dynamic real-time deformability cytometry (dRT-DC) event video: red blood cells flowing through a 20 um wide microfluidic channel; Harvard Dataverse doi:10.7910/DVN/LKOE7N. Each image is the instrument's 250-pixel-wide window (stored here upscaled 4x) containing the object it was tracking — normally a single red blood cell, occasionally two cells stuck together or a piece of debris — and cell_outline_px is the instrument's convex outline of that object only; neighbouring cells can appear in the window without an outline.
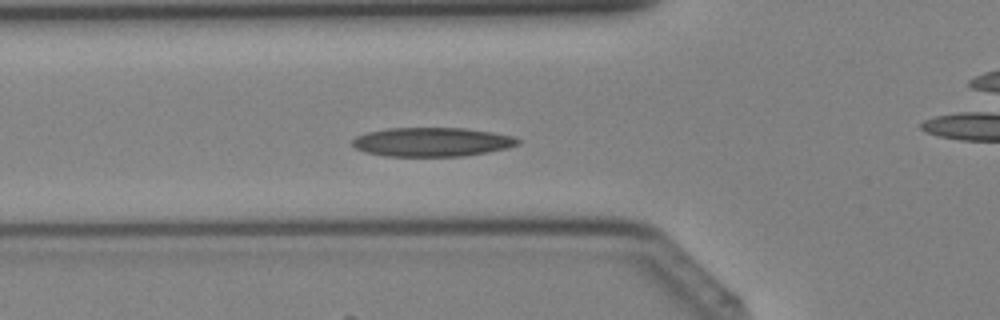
{"species": "Egyptian fruit bat (a non-hibernating species)", "species_latin": "Rousettus aegyptiacus", "temperature_condition": "cold", "stored_images_in_passage": 29, "camera_frame_rate_fps": 3000, "um_per_image_px": 0.085, "animal": {"sex": "female"}, "frame": {"image": 1, "passage_image": 2, "time_ms": 0.333, "image_size_px": [1000, 320], "cell_outline_px": [[520, 144], [504, 148], [484, 152], [460, 156], [384, 156], [364, 152], [356, 148], [352, 144], [352, 140], [356, 136], [368, 132], [388, 128], [464, 128], [492, 132], [512, 136], [520, 140]], "centroid_in_image_um": [36.67, 12.06], "position_along_channel_um": 89.1, "area_um2": 27.74}}
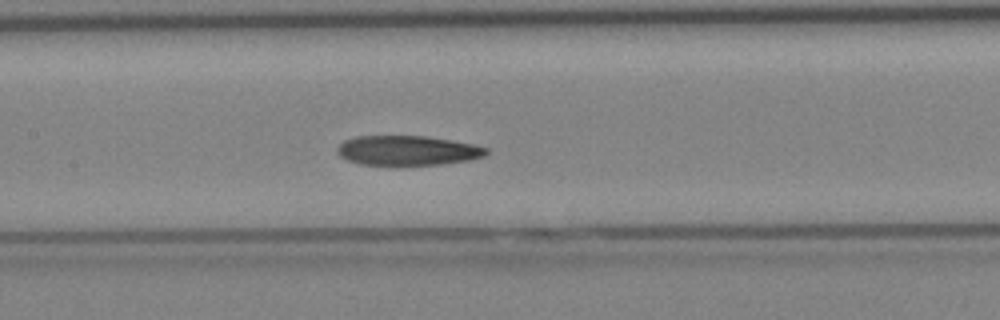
{"frame": {"image": 2, "passage_image": 7, "time_ms": 2.0, "image_size_px": [1000, 320], "cell_outline_px": [[488, 152], [484, 156], [468, 160], [440, 164], [400, 168], [360, 164], [348, 160], [340, 156], [336, 152], [336, 148], [344, 140], [356, 136], [424, 136], [472, 144], [488, 148]], "centroid_in_image_um": [34.57, 12.84], "position_along_channel_um": 172.8, "area_um2": 26.53}}
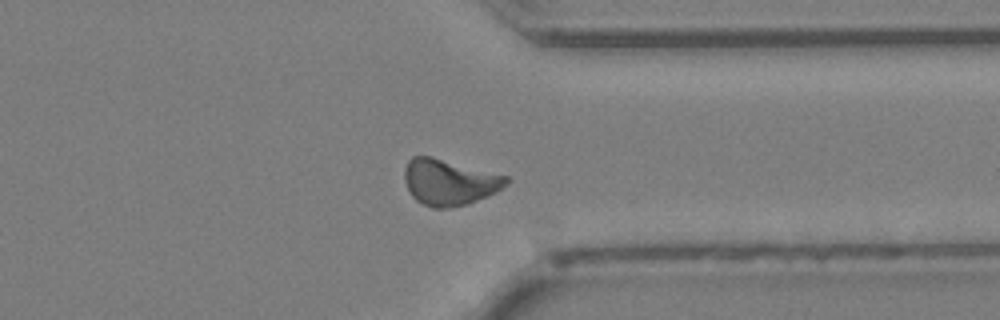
{"frame": {"image": 3, "passage_image": 19, "time_ms": 6.0, "image_size_px": [1000, 320], "cell_outline_px": [[508, 184], [496, 192], [488, 196], [468, 204], [448, 208], [432, 208], [416, 200], [412, 196], [404, 180], [404, 168], [408, 160], [412, 156], [432, 156], [508, 176]], "centroid_in_image_um": [38.18, 15.48], "position_along_channel_um": 373.2, "area_um2": 27.4}}